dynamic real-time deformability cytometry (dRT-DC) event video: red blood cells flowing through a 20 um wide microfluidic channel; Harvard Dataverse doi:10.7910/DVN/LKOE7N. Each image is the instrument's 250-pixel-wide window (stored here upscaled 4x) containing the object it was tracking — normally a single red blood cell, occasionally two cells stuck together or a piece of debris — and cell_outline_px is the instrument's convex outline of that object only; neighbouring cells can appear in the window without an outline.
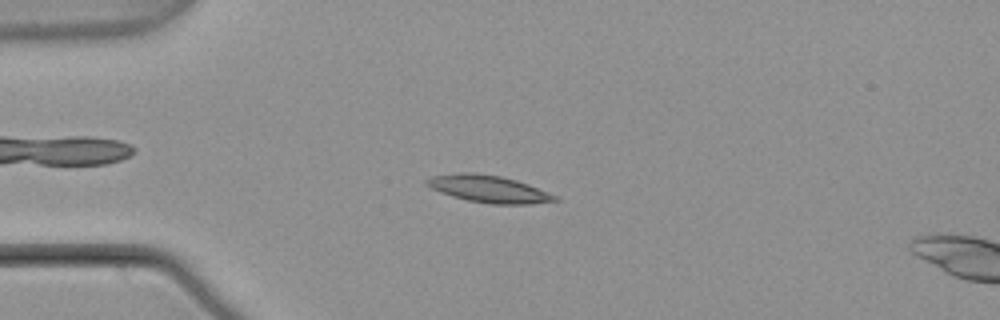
{"species": "common noctule bat (a hibernating species)", "species_latin": "Nyctalus noctula", "temperature_condition": "warm", "stored_images_in_passage": 7, "camera_frame_rate_fps": 3000, "um_per_image_px": 0.085, "animal": {"sex": "male", "body_mass_g": 21.5, "forearm_length_mm": 52.0}, "frame": {"image": 1, "passage_image": 3, "time_ms": 0.667, "image_size_px": [1000, 320], "cell_outline_px": [[560, 200], [532, 204], [492, 204], [468, 200], [452, 196], [440, 192], [424, 184], [424, 180], [432, 176], [460, 172], [476, 172], [500, 176], [516, 180], [528, 184], [548, 192], [556, 196]], "centroid_in_image_um": [41.52, 16.05], "position_along_channel_um": 43.5, "area_um2": 20.29}}
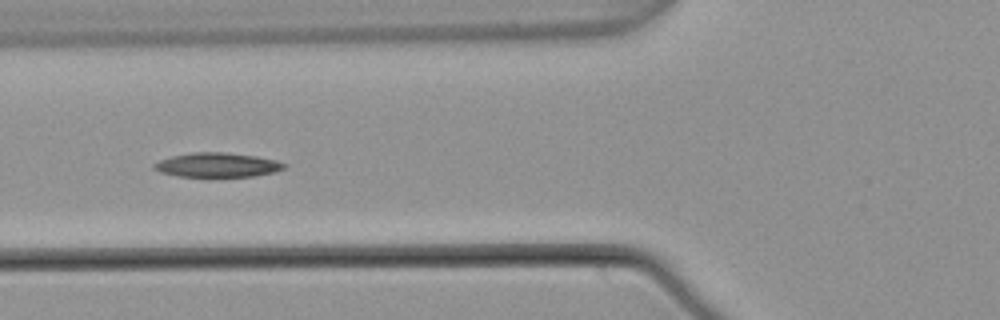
{"frame": {"image": 2, "passage_image": 5, "time_ms": 1.333, "image_size_px": [1000, 320], "cell_outline_px": [[284, 168], [276, 172], [252, 176], [176, 176], [160, 172], [152, 168], [152, 164], [160, 160], [172, 156], [192, 152], [224, 152], [256, 156], [276, 160], [284, 164]], "centroid_in_image_um": [18.43, 14.01], "position_along_channel_um": 107.4, "area_um2": 18.32}}
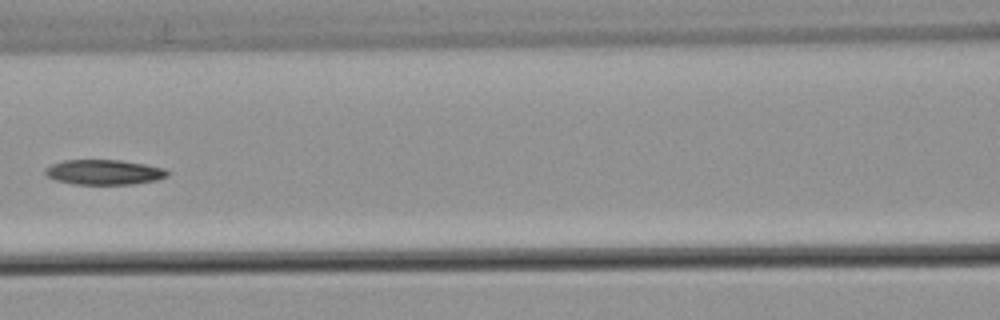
{"frame": {"image": 3, "passage_image": 6, "time_ms": 1.667, "image_size_px": [1000, 320], "cell_outline_px": [[168, 176], [156, 180], [132, 184], [72, 184], [56, 180], [48, 176], [44, 172], [44, 168], [52, 164], [64, 160], [120, 160], [144, 164], [164, 168], [168, 172]], "centroid_in_image_um": [8.82, 14.63], "position_along_channel_um": 157.8, "area_um2": 17.74}}